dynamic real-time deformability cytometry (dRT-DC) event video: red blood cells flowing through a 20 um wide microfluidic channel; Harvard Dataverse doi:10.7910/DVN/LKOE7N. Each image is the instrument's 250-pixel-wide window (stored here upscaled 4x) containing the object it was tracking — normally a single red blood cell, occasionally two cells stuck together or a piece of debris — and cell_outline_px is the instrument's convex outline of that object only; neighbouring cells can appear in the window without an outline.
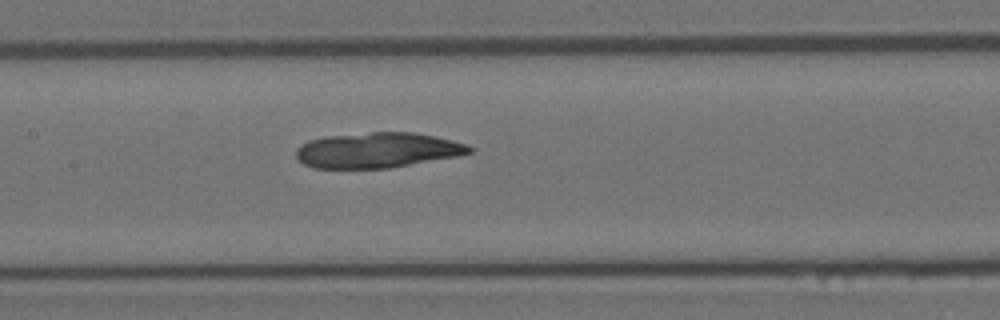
{"species": "Egyptian fruit bat (a non-hibernating species)", "species_latin": "Rousettus aegyptiacus", "temperature_condition": "room temperature", "stored_images_in_passage": 7, "camera_frame_rate_fps": 3000, "um_per_image_px": 0.085, "animal": {"sex": "female"}, "frame": {"image": 1, "passage_image": 7, "time_ms": 6.667, "image_size_px": [1000, 320], "cell_outline_px": [[472, 152], [460, 156], [388, 168], [312, 168], [304, 164], [296, 156], [296, 148], [308, 140], [328, 136], [372, 132], [412, 132], [452, 140], [468, 144], [472, 148]], "centroid_in_image_um": [32.09, 12.77], "position_along_channel_um": 175.3, "area_um2": 35.6}}